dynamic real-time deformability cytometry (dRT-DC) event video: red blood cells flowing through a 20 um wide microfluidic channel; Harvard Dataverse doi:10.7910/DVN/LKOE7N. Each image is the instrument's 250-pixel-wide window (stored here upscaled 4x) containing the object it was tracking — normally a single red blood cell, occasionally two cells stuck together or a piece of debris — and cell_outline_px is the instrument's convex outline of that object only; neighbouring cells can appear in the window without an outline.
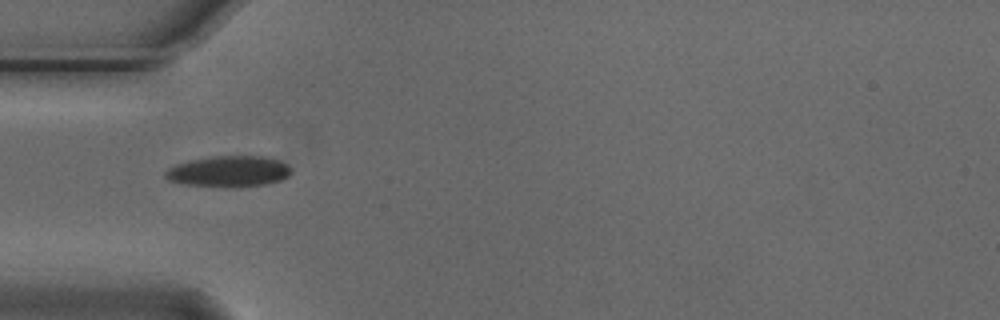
{"species": "Egyptian fruit bat (a non-hibernating species)", "species_latin": "Rousettus aegyptiacus", "temperature_condition": "cold", "stored_images_in_passage": 7, "camera_frame_rate_fps": 3000, "um_per_image_px": 0.085, "animal": {"sex": "male"}, "frame": {"image": 1, "passage_image": 2, "time_ms": 0.333, "image_size_px": [1000, 320], "cell_outline_px": [[292, 172], [288, 176], [280, 180], [264, 184], [240, 188], [232, 188], [184, 184], [168, 180], [164, 176], [164, 172], [168, 168], [176, 164], [188, 160], [212, 156], [264, 156], [280, 160], [288, 164]], "centroid_in_image_um": [19.44, 14.57], "position_along_channel_um": 65.6, "area_um2": 23.12}}
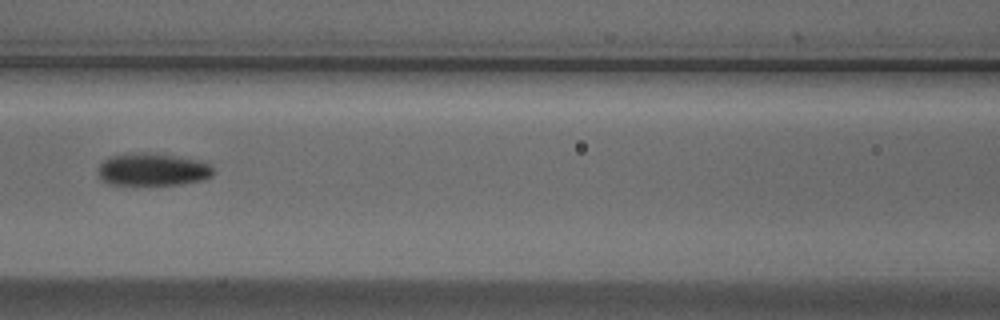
{"frame": {"image": 2, "passage_image": 4, "time_ms": 1.0, "image_size_px": [1000, 320], "cell_outline_px": [[216, 172], [212, 176], [200, 180], [184, 184], [108, 184], [100, 180], [96, 172], [96, 168], [108, 156], [128, 152], [144, 152], [208, 160], [212, 164]], "centroid_in_image_um": [12.99, 14.38], "position_along_channel_um": 153.6, "area_um2": 22.6}}
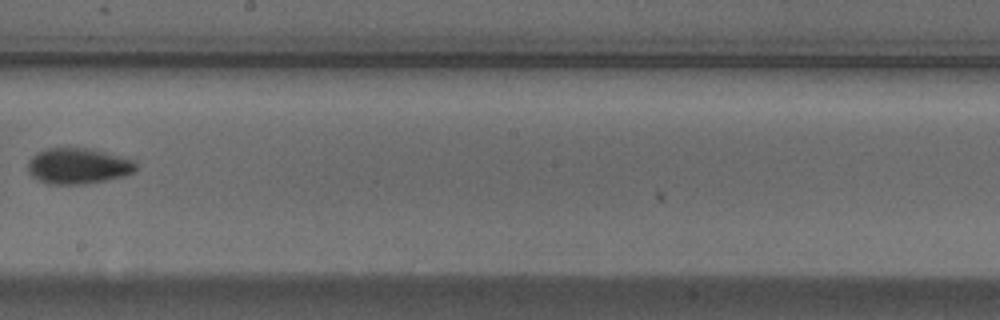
{"frame": {"image": 3, "passage_image": 6, "time_ms": 1.667, "image_size_px": [1000, 320], "cell_outline_px": [[136, 172], [124, 176], [88, 184], [48, 184], [32, 176], [28, 172], [28, 160], [36, 152], [48, 148], [92, 148], [136, 160]], "centroid_in_image_um": [6.67, 14.1], "position_along_channel_um": 241.5, "area_um2": 22.89}}